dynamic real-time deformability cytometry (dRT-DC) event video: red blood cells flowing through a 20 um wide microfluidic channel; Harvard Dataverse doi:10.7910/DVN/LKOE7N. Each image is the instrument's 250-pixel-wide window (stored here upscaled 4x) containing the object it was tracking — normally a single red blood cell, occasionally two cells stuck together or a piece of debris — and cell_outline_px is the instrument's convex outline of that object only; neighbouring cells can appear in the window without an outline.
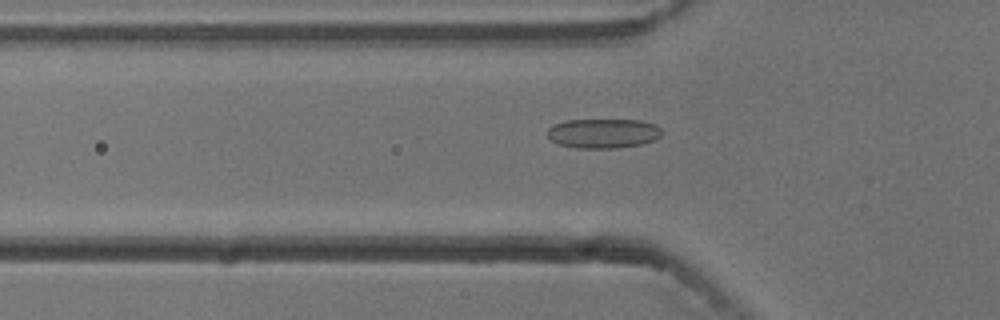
{"species": "common noctule bat (a hibernating species)", "species_latin": "Nyctalus noctula", "temperature_condition": "cold", "stored_images_in_passage": 41, "camera_frame_rate_fps": 3000, "um_per_image_px": 0.085, "animal": {"sex": "male", "body_mass_g": 13.3}, "frame": {"image": 1, "passage_image": 5, "time_ms": 1.333, "image_size_px": [1000, 320], "cell_outline_px": [[660, 136], [652, 140], [640, 144], [616, 148], [576, 148], [560, 144], [552, 140], [548, 136], [548, 128], [556, 124], [568, 120], [640, 120], [656, 124], [660, 128]], "centroid_in_image_um": [51.27, 11.33], "position_along_channel_um": 74.5, "area_um2": 19.42}}
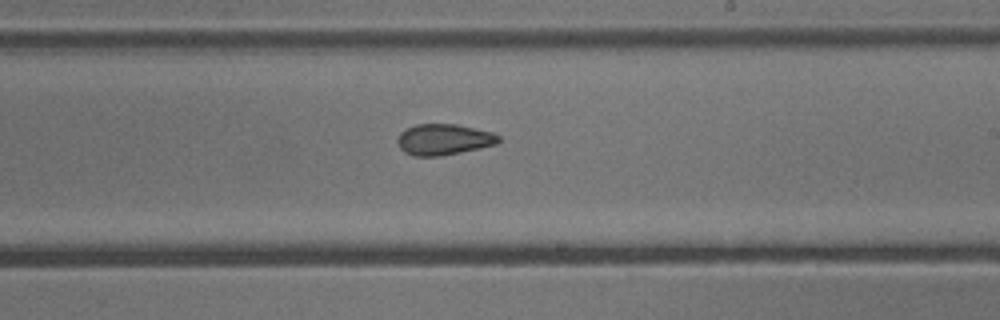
{"frame": {"image": 2, "passage_image": 19, "time_ms": 6.0, "image_size_px": [1000, 320], "cell_outline_px": [[500, 140], [496, 144], [480, 148], [440, 156], [412, 156], [404, 152], [400, 148], [396, 140], [400, 132], [404, 128], [416, 124], [456, 124], [492, 132], [500, 136]], "centroid_in_image_um": [37.68, 11.85], "position_along_channel_um": 251.3, "area_um2": 18.38}}
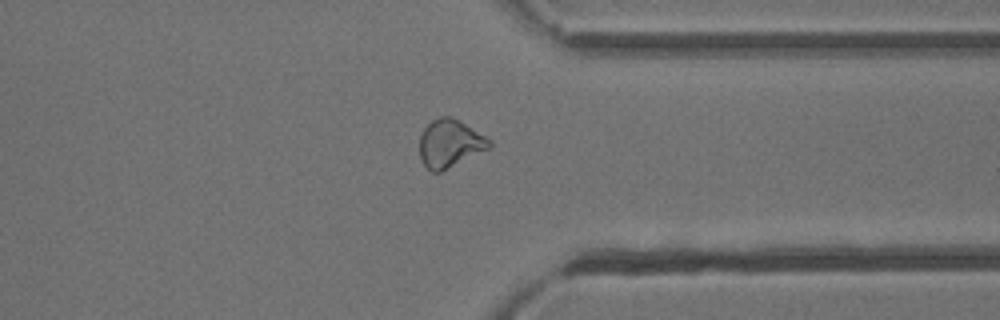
{"frame": {"image": 3, "passage_image": 29, "time_ms": 9.333, "image_size_px": [1000, 320], "cell_outline_px": [[492, 148], [440, 172], [432, 172], [420, 160], [420, 136], [424, 128], [432, 120], [440, 116], [452, 116], [460, 120], [492, 140]], "centroid_in_image_um": [38.27, 12.19], "position_along_channel_um": 373.1, "area_um2": 19.71}, "authors_computed_cell_mechanics": {"area_um2": 18.9584, "velocity_mm_per_s": 3.757, "shape_relaxation_time_tau1_ms": null, "shape_relaxation_time_tau2_ms": 2.5659, "deformation_change_tau1": null, "deformation_change_tau2": 0.0784}}